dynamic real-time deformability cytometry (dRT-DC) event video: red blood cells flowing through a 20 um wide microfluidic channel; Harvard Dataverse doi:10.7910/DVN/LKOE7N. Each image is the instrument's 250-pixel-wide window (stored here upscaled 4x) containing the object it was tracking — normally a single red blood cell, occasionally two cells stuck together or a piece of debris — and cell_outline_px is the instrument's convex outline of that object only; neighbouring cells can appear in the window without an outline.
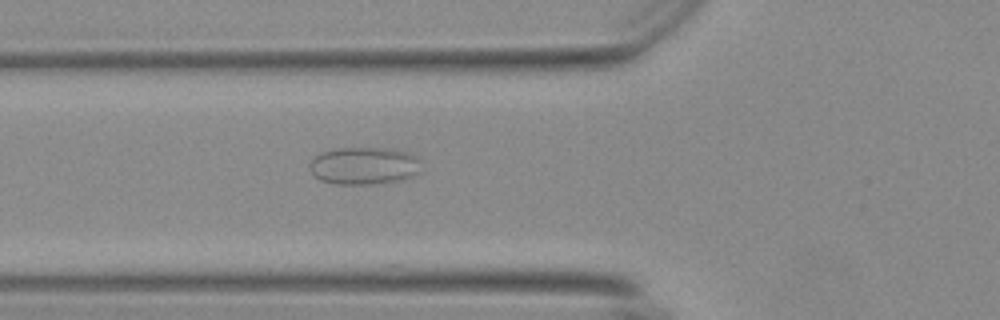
{"species": "Egyptian fruit bat (a non-hibernating species)", "species_latin": "Rousettus aegyptiacus", "temperature_condition": "warm", "stored_images_in_passage": 57, "camera_frame_rate_fps": 3000, "um_per_image_px": 0.085, "animal": {"sex": "female"}, "frame": {"image": 1, "passage_image": 21, "time_ms": 6.667, "image_size_px": [1000, 320], "cell_outline_px": [[420, 172], [404, 180], [372, 184], [332, 184], [320, 180], [308, 168], [308, 164], [320, 152], [336, 148], [392, 148], [412, 152], [420, 160]], "centroid_in_image_um": [30.97, 14.08], "position_along_channel_um": 94.8, "area_um2": 24.85}}
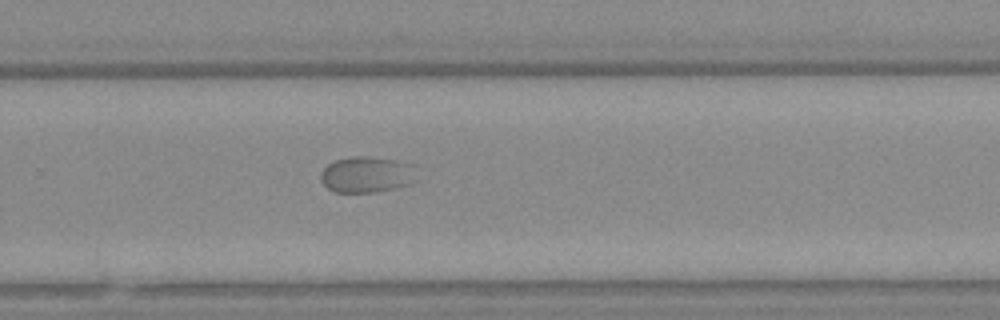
{"frame": {"image": 2, "passage_image": 38, "time_ms": 12.333, "image_size_px": [1000, 320], "cell_outline_px": [[416, 180], [408, 184], [396, 188], [376, 192], [336, 192], [328, 188], [320, 180], [320, 172], [328, 164], [336, 160], [352, 156], [368, 156], [396, 160], [412, 164]], "centroid_in_image_um": [31.15, 14.83], "position_along_channel_um": 298.6, "area_um2": 20.17}}
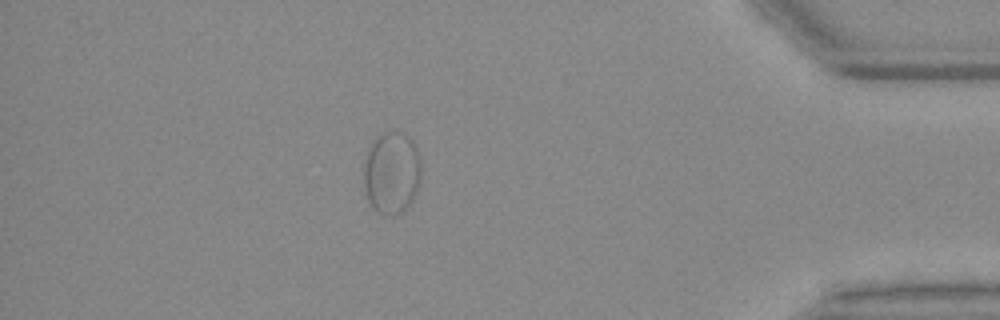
{"frame": {"image": 3, "passage_image": 50, "time_ms": 16.333, "image_size_px": [1000, 320], "cell_outline_px": [[420, 176], [416, 192], [412, 200], [396, 216], [384, 216], [376, 212], [372, 208], [368, 200], [364, 184], [364, 164], [372, 140], [380, 132], [400, 132], [408, 136], [412, 140], [416, 148], [420, 160]], "centroid_in_image_um": [33.27, 14.69], "position_along_channel_um": 401.9, "area_um2": 27.57}}